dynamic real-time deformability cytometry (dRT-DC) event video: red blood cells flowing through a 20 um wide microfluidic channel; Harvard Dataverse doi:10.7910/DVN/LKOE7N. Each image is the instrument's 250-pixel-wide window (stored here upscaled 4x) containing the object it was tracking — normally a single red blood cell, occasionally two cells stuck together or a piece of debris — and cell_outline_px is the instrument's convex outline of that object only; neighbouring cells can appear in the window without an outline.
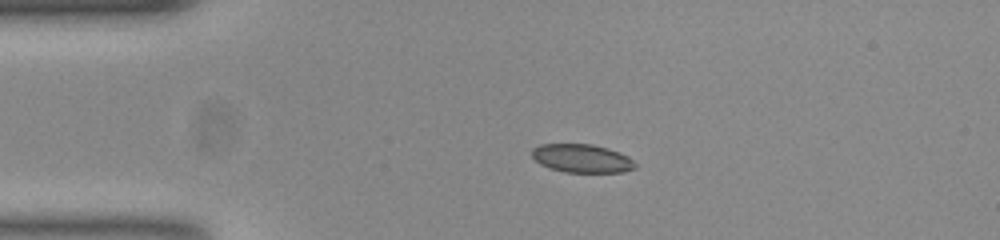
{"species": "common noctule bat (a hibernating species)", "species_latin": "Nyctalus noctula", "temperature_condition": "room temperature", "stored_images_in_passage": 43, "camera_frame_rate_fps": 3000, "um_per_image_px": 0.085, "animal": {"sex": "female", "body_mass_g": 23.0, "forearm_length_mm": 53.4}, "frame": {"image": 1, "passage_image": 1, "time_ms": 0.0, "image_size_px": [1000, 240], "cell_outline_px": [[636, 168], [624, 172], [564, 172], [548, 168], [540, 164], [532, 156], [532, 148], [540, 144], [592, 144], [608, 148], [620, 152], [628, 156], [636, 164]], "centroid_in_image_um": [49.46, 13.46], "position_along_channel_um": 35.5, "area_um2": 17.22}}
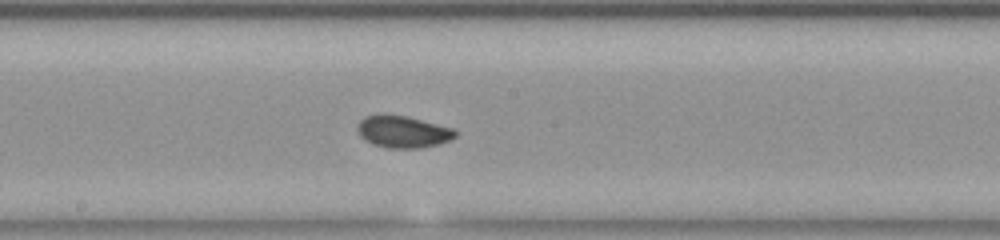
{"frame": {"image": 2, "passage_image": 18, "time_ms": 5.667, "image_size_px": [1000, 240], "cell_outline_px": [[456, 136], [440, 144], [420, 148], [388, 148], [372, 144], [364, 140], [360, 136], [356, 128], [356, 124], [364, 116], [408, 116], [456, 128]], "centroid_in_image_um": [34.26, 11.21], "position_along_channel_um": 213.9, "area_um2": 18.26}}
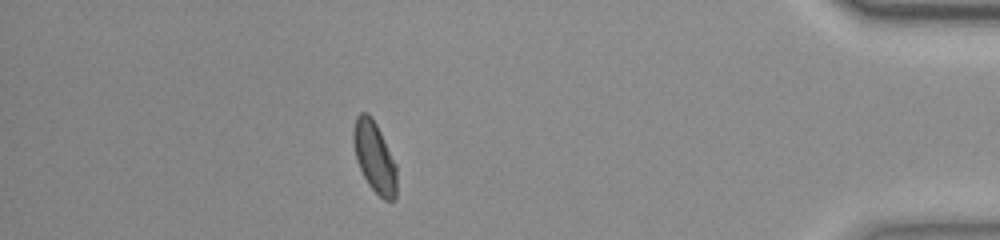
{"frame": {"image": 3, "passage_image": 37, "time_ms": 12.0, "image_size_px": [1000, 240], "cell_outline_px": [[396, 200], [384, 200], [368, 184], [356, 160], [352, 140], [352, 132], [356, 116], [360, 112], [368, 112], [372, 116], [396, 164]], "centroid_in_image_um": [31.81, 13.32], "position_along_channel_um": 403.4, "area_um2": 17.86}, "authors_computed_cell_mechanics": {"area_um2": 17.8602, "velocity_mm_per_s": 3.7608, "shape_relaxation_time_tau1_ms": 4.4346, "shape_relaxation_time_tau2_ms": 1.3267, "deformation_change_tau1": 0.1071, "deformation_change_tau2": 0.0499}}